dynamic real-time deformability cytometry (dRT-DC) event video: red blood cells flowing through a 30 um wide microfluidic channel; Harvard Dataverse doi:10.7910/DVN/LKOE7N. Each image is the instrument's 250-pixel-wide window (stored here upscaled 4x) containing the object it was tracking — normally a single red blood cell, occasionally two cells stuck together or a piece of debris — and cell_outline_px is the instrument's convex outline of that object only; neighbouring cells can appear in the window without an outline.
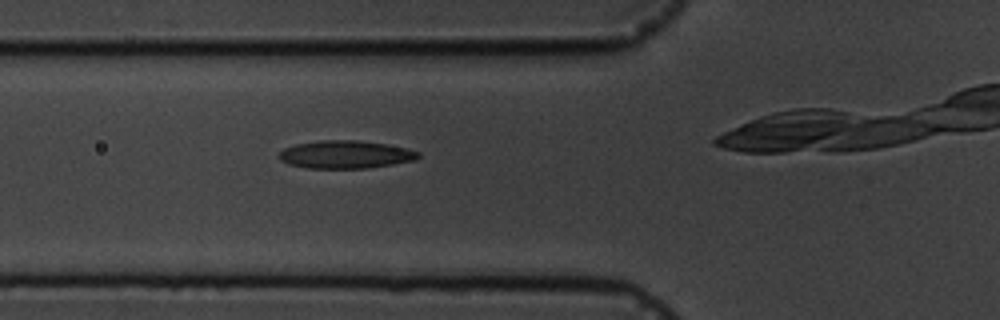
{"species": "common noctule bat (a hibernating species)", "species_latin": "Nyctalus noctula", "temperature_condition": "cold", "stored_images_in_passage": 3, "camera_frame_rate_fps": 3000, "um_per_image_px": 0.085, "animal": {"sex": "male", "body_mass_g": 19.5, "forearm_length_mm": 54.6}, "frame": {"image": 1, "passage_image": 2, "time_ms": 1.0, "image_size_px": [1000, 320], "cell_outline_px": [[420, 156], [416, 160], [368, 168], [308, 168], [288, 164], [280, 160], [280, 152], [284, 148], [296, 144], [320, 140], [356, 140], [388, 144], [408, 148], [420, 152]], "centroid_in_image_um": [29.4, 13.13], "position_along_channel_um": 96.4, "area_um2": 22.66}}